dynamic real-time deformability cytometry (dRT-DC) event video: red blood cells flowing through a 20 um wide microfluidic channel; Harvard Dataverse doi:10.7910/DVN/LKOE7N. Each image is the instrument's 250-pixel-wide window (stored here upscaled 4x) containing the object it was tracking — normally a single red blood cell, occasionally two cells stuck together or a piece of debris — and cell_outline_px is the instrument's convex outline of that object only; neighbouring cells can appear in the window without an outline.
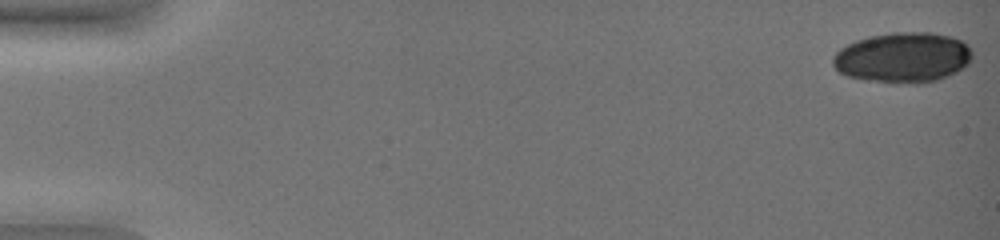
{"species": "common noctule bat (a hibernating species)", "species_latin": "Nyctalus noctula", "temperature_condition": "warm", "stored_images_in_passage": 10, "camera_frame_rate_fps": 3000, "um_per_image_px": 0.085, "animal": {"sex": "female", "body_mass_g": 19.0, "forearm_length_mm": 51.5}, "frame": {"image": 1, "passage_image": 1, "time_ms": 0.0, "image_size_px": [1000, 240], "cell_outline_px": [[972, 60], [964, 68], [948, 76], [936, 80], [920, 84], [896, 84], [864, 80], [848, 76], [840, 72], [832, 64], [832, 56], [840, 48], [856, 40], [868, 36], [892, 32], [932, 32], [952, 36], [968, 44], [972, 48]], "centroid_in_image_um": [76.77, 4.89], "position_along_channel_um": 8.2, "area_um2": 41.62}}